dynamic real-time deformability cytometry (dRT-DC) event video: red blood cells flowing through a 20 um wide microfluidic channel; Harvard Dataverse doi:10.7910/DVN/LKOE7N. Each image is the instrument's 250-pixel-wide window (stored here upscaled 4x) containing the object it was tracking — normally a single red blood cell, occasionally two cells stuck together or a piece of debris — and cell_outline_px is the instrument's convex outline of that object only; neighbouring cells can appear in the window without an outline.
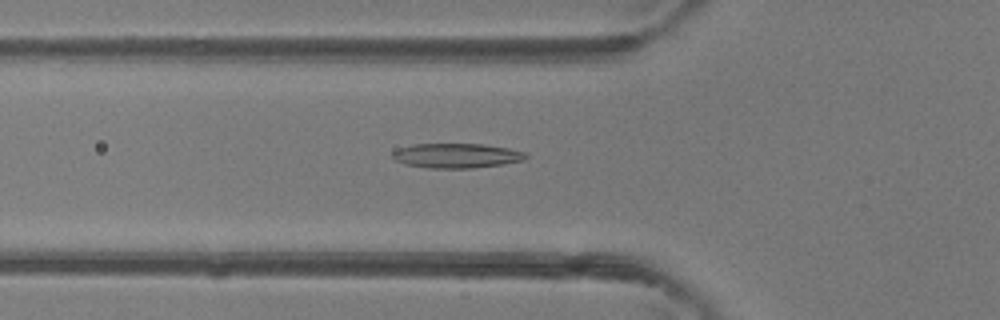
{"species": "common noctule bat (a hibernating species)", "species_latin": "Nyctalus noctula", "temperature_condition": "room temperature", "stored_images_in_passage": 47, "camera_frame_rate_fps": 3000, "um_per_image_px": 0.085, "animal": {"sex": "female"}, "frame": {"image": 1, "passage_image": 17, "time_ms": 5.333, "image_size_px": [1000, 320], "cell_outline_px": [[528, 156], [524, 160], [504, 164], [472, 168], [428, 168], [404, 164], [396, 160], [392, 156], [392, 152], [400, 148], [412, 144], [484, 144], [508, 148], [528, 152]], "centroid_in_image_um": [38.84, 13.23], "position_along_channel_um": 87.0, "area_um2": 19.25}}
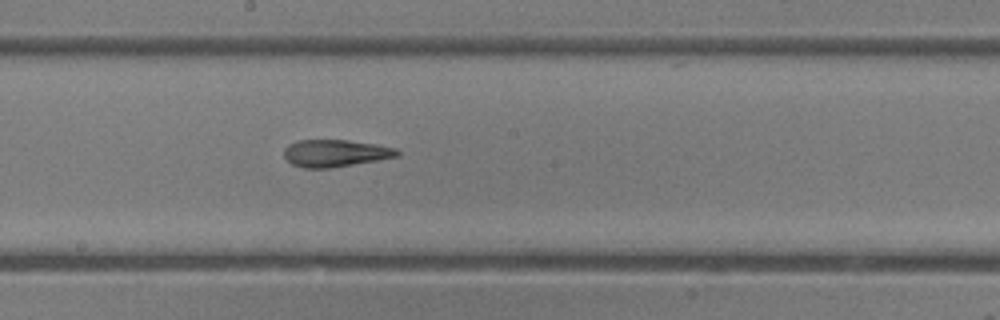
{"frame": {"image": 2, "passage_image": 26, "time_ms": 8.333, "image_size_px": [1000, 320], "cell_outline_px": [[400, 156], [332, 168], [304, 168], [292, 164], [284, 156], [284, 148], [288, 144], [296, 140], [348, 140], [376, 144], [396, 148], [400, 152]], "centroid_in_image_um": [28.5, 13.02], "position_along_channel_um": 219.7, "area_um2": 18.03}}
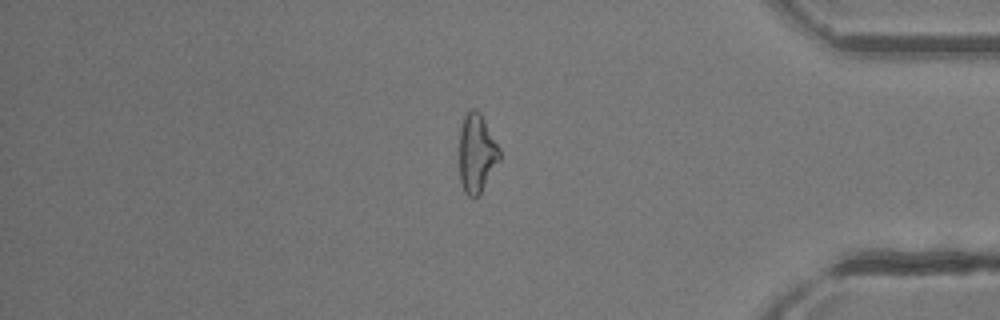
{"frame": {"image": 3, "passage_image": 40, "time_ms": 13.0, "image_size_px": [1000, 320], "cell_outline_px": [[500, 160], [480, 192], [476, 196], [468, 196], [464, 192], [460, 180], [460, 128], [464, 116], [472, 108], [476, 108], [480, 112], [500, 148]], "centroid_in_image_um": [40.52, 12.99], "position_along_channel_um": 394.7, "area_um2": 18.26}, "authors_computed_cell_mechanics": {"area_um2": 19.1896, "velocity_mm_per_s": 4.385, "shape_relaxation_time_tau1_ms": null, "shape_relaxation_time_tau2_ms": 3.0329, "deformation_change_tau1": null, "deformation_change_tau2": 0.1326}}